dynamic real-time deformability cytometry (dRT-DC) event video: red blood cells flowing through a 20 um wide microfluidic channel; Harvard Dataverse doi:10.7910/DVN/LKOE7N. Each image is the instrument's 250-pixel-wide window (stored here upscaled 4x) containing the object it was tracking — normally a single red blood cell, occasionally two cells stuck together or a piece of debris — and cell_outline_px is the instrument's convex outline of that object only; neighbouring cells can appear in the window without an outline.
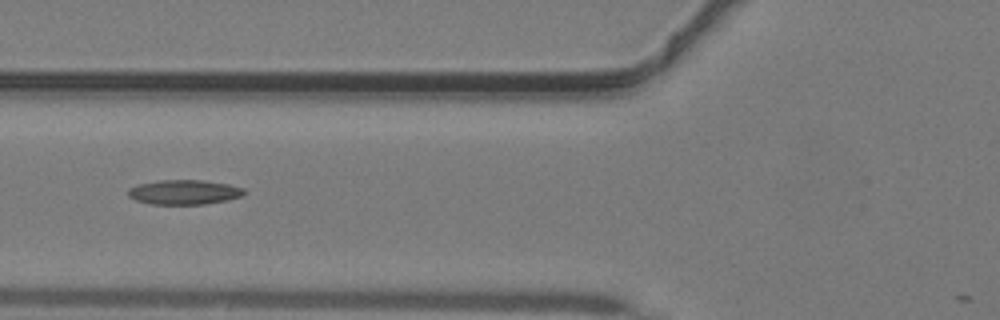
{"species": "common noctule bat (a hibernating species)", "species_latin": "Nyctalus noctula", "temperature_condition": "warm", "stored_images_in_passage": 33, "camera_frame_rate_fps": 3000, "um_per_image_px": 0.085, "animal": {"sex": "male", "body_mass_g": 19.2, "forearm_length_mm": 51.8}, "frame": {"image": 1, "passage_image": 10, "time_ms": 3.0, "image_size_px": [1000, 320], "cell_outline_px": [[248, 192], [240, 196], [228, 200], [204, 204], [152, 204], [136, 200], [128, 196], [128, 188], [136, 184], [160, 180], [204, 180], [228, 184], [244, 188]], "centroid_in_image_um": [15.65, 16.32], "position_along_channel_um": 110.1, "area_um2": 16.76}}
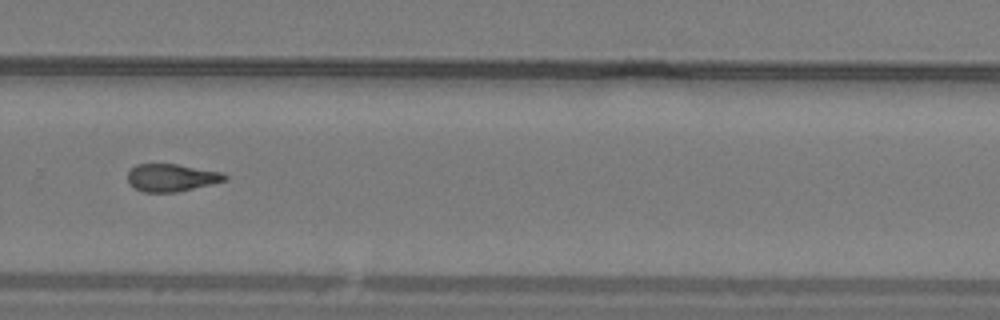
{"frame": {"image": 2, "passage_image": 23, "time_ms": 7.333, "image_size_px": [1000, 320], "cell_outline_px": [[228, 180], [212, 184], [176, 192], [144, 192], [136, 188], [128, 180], [128, 172], [136, 164], [176, 164], [220, 172], [228, 176]], "centroid_in_image_um": [14.6, 15.1], "position_along_channel_um": 315.2, "area_um2": 15.37}}